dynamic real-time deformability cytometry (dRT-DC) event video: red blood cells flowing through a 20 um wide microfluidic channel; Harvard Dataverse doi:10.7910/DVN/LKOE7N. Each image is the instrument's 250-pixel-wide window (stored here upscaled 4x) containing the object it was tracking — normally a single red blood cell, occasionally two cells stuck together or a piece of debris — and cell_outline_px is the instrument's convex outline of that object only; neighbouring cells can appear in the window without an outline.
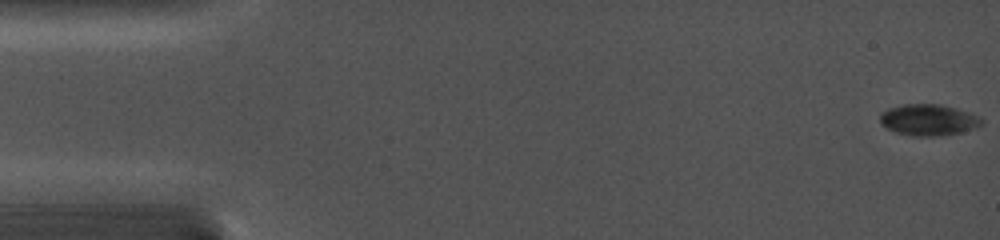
{"species": "common noctule bat (a hibernating species)", "species_latin": "Nyctalus noctula", "temperature_condition": "cold", "stored_images_in_passage": 71, "camera_frame_rate_fps": 5000, "um_per_image_px": 0.085, "animal": {"sex": "female", "body_mass_g": 19.0, "forearm_length_mm": 56.7}, "frame": {"image": 1, "passage_image": 1, "time_ms": 0.0, "image_size_px": [1000, 240], "cell_outline_px": [[984, 120], [980, 124], [972, 128], [960, 132], [936, 136], [916, 136], [896, 132], [880, 124], [880, 112], [888, 108], [904, 104], [940, 104], [956, 108], [976, 116]], "centroid_in_image_um": [78.85, 10.18], "position_along_channel_um": 6.1, "area_um2": 18.21}}
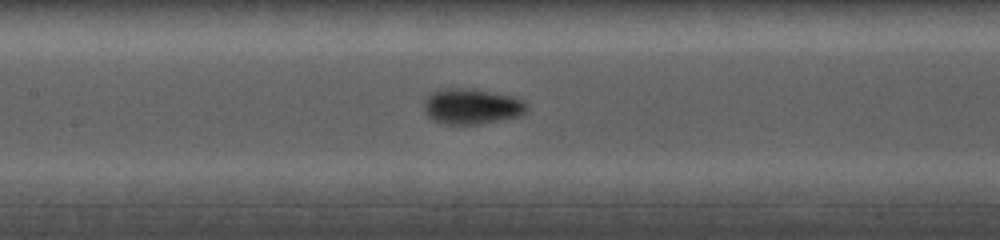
{"frame": {"image": 2, "passage_image": 38, "time_ms": 7.6, "image_size_px": [1000, 240], "cell_outline_px": [[528, 112], [520, 116], [476, 124], [448, 124], [432, 120], [424, 112], [424, 104], [428, 92], [440, 88], [472, 88], [516, 96], [524, 100], [528, 104]], "centroid_in_image_um": [40.11, 9.01], "position_along_channel_um": 167.3, "area_um2": 21.79}}
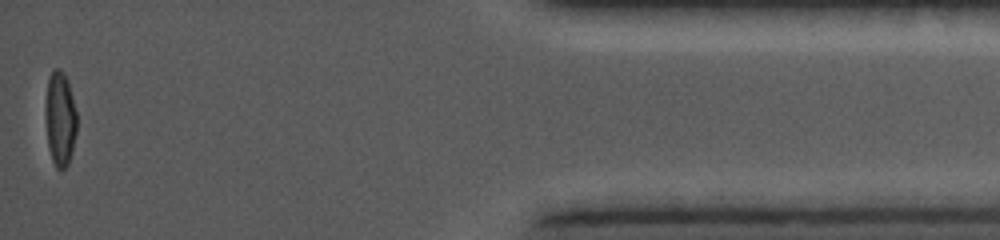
{"frame": {"image": 3, "passage_image": 71, "time_ms": 15.6, "image_size_px": [1000, 240], "cell_outline_px": [[76, 132], [72, 152], [68, 164], [64, 168], [56, 168], [52, 160], [48, 148], [44, 112], [44, 104], [48, 76], [56, 68], [60, 68], [64, 72], [68, 80], [76, 112]], "centroid_in_image_um": [5.08, 10.06], "position_along_channel_um": 430.1, "area_um2": 17.63}}